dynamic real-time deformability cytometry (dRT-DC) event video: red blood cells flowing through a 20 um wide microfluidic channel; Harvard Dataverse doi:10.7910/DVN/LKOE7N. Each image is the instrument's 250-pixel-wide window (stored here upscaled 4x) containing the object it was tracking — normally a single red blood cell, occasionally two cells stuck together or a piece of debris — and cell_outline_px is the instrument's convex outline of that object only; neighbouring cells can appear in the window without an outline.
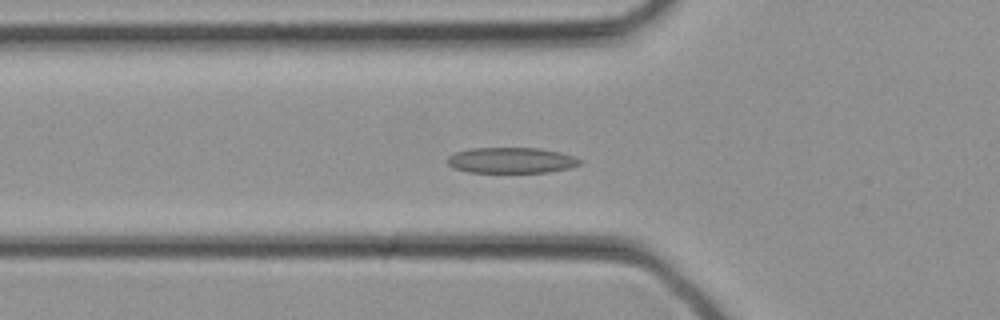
{"species": "common noctule bat (a hibernating species)", "species_latin": "Nyctalus noctula", "temperature_condition": "cold", "stored_images_in_passage": 32, "camera_frame_rate_fps": 3000, "um_per_image_px": 0.085, "animal": {"sex": "female", "body_mass_g": 21.9}, "frame": {"image": 1, "passage_image": 11, "time_ms": 3.333, "image_size_px": [1000, 320], "cell_outline_px": [[584, 160], [580, 164], [572, 168], [548, 172], [468, 172], [452, 168], [448, 164], [448, 156], [456, 152], [472, 148], [540, 148], [560, 152]], "centroid_in_image_um": [43.49, 13.63], "position_along_channel_um": 82.3, "area_um2": 19.94}}
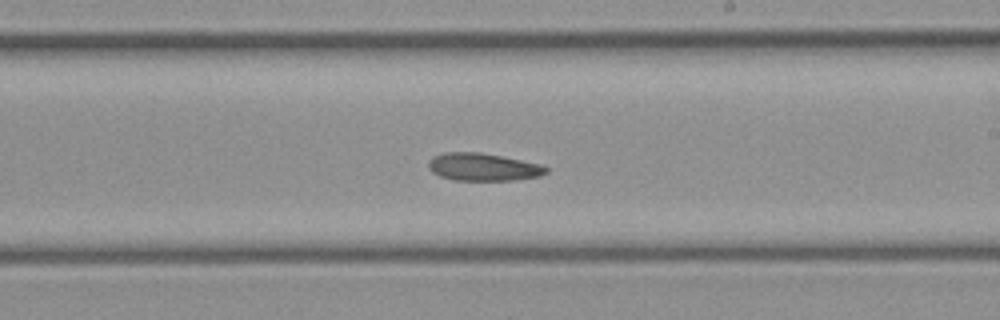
{"frame": {"image": 2, "passage_image": 19, "time_ms": 6.0, "image_size_px": [1000, 320], "cell_outline_px": [[548, 172], [540, 176], [516, 180], [452, 180], [440, 176], [432, 172], [428, 168], [428, 160], [432, 156], [444, 152], [480, 152], [540, 164], [548, 168]], "centroid_in_image_um": [41.02, 14.19], "position_along_channel_um": 248.0, "area_um2": 19.02}}
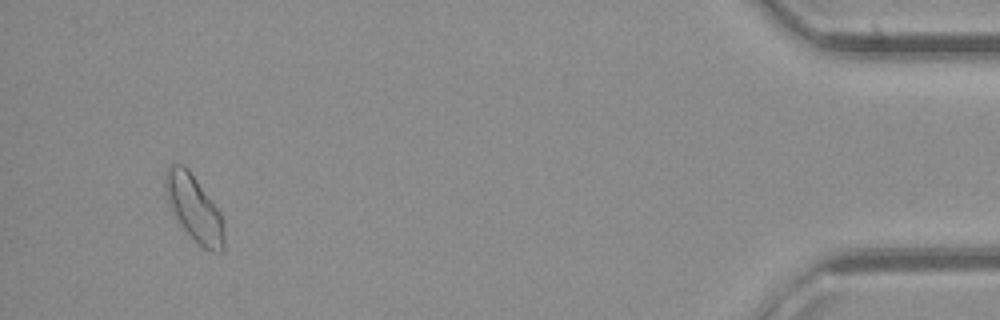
{"frame": {"image": 3, "passage_image": 31, "time_ms": 10.0, "image_size_px": [1000, 320], "cell_outline_px": [[224, 252], [212, 252], [204, 248], [176, 220], [168, 200], [164, 188], [164, 176], [168, 164], [184, 164], [188, 168], [220, 212], [224, 228]], "centroid_in_image_um": [16.49, 17.67], "position_along_channel_um": 418.7, "area_um2": 22.43}}